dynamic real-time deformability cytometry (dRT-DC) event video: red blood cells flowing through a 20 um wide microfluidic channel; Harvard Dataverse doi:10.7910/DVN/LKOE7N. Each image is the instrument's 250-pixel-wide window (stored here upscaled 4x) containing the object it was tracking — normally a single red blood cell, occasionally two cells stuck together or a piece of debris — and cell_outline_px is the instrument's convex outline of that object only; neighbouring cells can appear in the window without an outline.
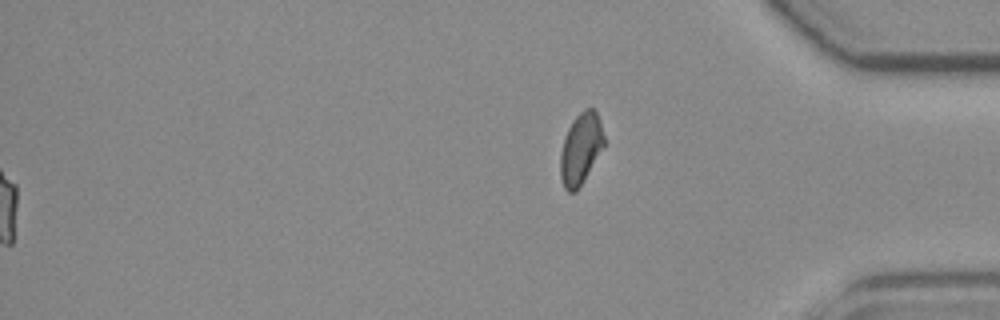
{"species": "common noctule bat (a hibernating species)", "species_latin": "Nyctalus noctula", "temperature_condition": "room temperature", "stored_images_in_passage": 40, "segment_of_instrument_passage": [2, 2], "camera_frame_rate_fps": 3000, "um_per_image_px": 0.085, "animal": {"sex": "female", "body_mass_g": 19.3, "forearm_length_mm": 54.1}, "frame": {"image": 1, "passage_image": 40, "time_ms": 13.0, "image_size_px": [1000, 320], "cell_outline_px": [[604, 144], [584, 180], [576, 192], [568, 192], [564, 188], [560, 176], [560, 152], [568, 128], [576, 116], [584, 108], [592, 108], [596, 112], [600, 120], [604, 136]], "centroid_in_image_um": [49.35, 12.64], "position_along_channel_um": 385.9, "area_um2": 17.92}}